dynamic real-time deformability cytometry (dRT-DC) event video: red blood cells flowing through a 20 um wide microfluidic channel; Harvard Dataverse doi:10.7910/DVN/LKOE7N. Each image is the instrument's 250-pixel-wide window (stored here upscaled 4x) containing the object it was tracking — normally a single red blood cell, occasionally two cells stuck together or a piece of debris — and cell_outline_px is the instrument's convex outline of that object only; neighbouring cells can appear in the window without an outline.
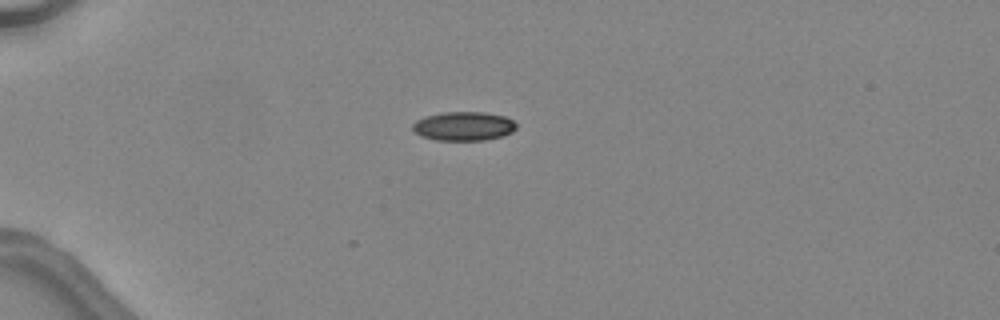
{"species": "common noctule bat (a hibernating species)", "species_latin": "Nyctalus noctula", "temperature_condition": "warm", "stored_images_in_passage": 5, "camera_frame_rate_fps": 3000, "um_per_image_px": 0.085, "animal": {"sex": "female", "body_mass_g": 24.6, "forearm_length_mm": 56.2}, "frame": {"image": 1, "passage_image": 1, "time_ms": 0.0, "image_size_px": [1000, 320], "cell_outline_px": [[516, 128], [512, 132], [504, 136], [484, 140], [436, 140], [420, 136], [412, 128], [412, 124], [416, 120], [424, 116], [444, 112], [484, 112], [504, 116], [512, 120], [516, 124]], "centroid_in_image_um": [39.4, 10.72], "position_along_channel_um": 45.6, "area_um2": 17.57}}